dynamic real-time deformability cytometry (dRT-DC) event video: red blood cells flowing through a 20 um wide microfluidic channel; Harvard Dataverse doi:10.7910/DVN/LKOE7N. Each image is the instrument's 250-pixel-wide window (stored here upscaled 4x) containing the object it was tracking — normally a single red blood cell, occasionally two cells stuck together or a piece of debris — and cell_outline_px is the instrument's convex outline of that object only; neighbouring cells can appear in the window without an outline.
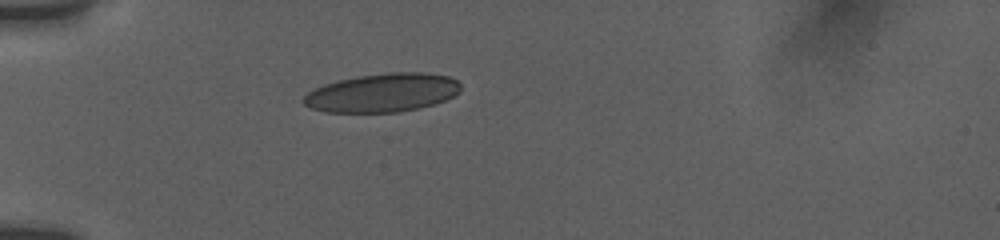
{"species": "human", "species_latin": "Homo sapiens", "temperature_condition": "room temperature", "stored_images_in_passage": 3, "camera_frame_rate_fps": 3000, "um_per_image_px": 0.085, "donor": {"sex": "female"}, "frame": {"image": 1, "passage_image": 1, "time_ms": 0.0, "image_size_px": [1000, 240], "cell_outline_px": [[460, 92], [444, 100], [432, 104], [400, 112], [324, 112], [312, 108], [304, 104], [304, 96], [308, 92], [324, 84], [336, 80], [356, 76], [392, 72], [424, 72], [448, 76], [456, 80], [460, 84]], "centroid_in_image_um": [32.5, 7.87], "position_along_channel_um": 52.5, "area_um2": 35.2}}
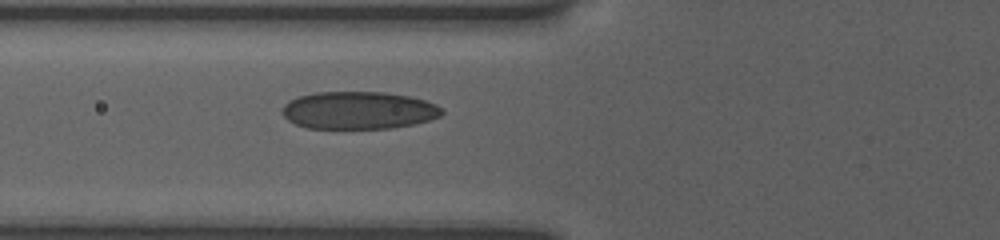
{"frame": {"image": 2, "passage_image": 3, "time_ms": 1.667, "image_size_px": [1000, 240], "cell_outline_px": [[444, 112], [440, 116], [428, 120], [412, 124], [392, 128], [308, 128], [296, 124], [288, 120], [280, 112], [284, 104], [288, 100], [296, 96], [316, 92], [384, 92], [408, 96], [424, 100], [436, 104]], "centroid_in_image_um": [30.43, 9.37], "position_along_channel_um": 95.4, "area_um2": 34.97}}